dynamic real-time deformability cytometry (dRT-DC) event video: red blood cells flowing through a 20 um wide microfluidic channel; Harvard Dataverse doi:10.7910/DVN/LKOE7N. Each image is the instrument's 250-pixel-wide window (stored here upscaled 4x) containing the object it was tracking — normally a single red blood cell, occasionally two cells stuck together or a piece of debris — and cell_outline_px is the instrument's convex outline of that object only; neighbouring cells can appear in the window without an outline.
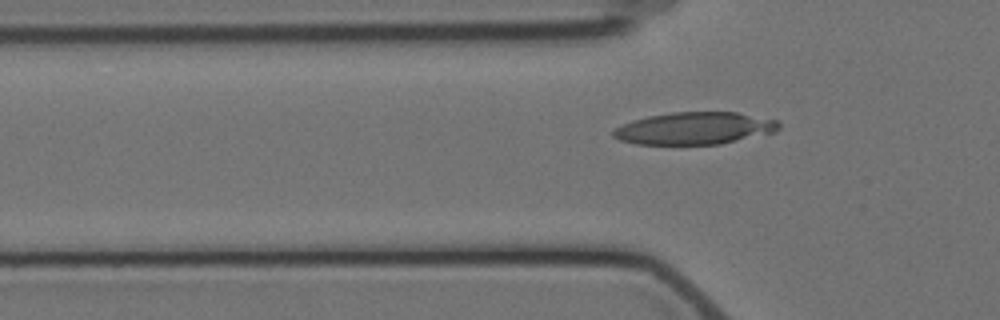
{"species": "Egyptian fruit bat (a non-hibernating species)", "species_latin": "Rousettus aegyptiacus", "temperature_condition": "cold", "stored_images_in_passage": 2, "camera_frame_rate_fps": 3000, "um_per_image_px": 0.085, "animal": {"sex": "female"}, "frame": {"image": 1, "passage_image": 2, "time_ms": 2.0, "image_size_px": [1000, 320], "cell_outline_px": [[780, 128], [776, 132], [720, 144], [636, 144], [620, 140], [612, 136], [612, 132], [616, 128], [632, 120], [648, 116], [672, 112], [736, 112], [780, 120]], "centroid_in_image_um": [59.08, 10.9], "position_along_channel_um": 66.7, "area_um2": 31.21}}